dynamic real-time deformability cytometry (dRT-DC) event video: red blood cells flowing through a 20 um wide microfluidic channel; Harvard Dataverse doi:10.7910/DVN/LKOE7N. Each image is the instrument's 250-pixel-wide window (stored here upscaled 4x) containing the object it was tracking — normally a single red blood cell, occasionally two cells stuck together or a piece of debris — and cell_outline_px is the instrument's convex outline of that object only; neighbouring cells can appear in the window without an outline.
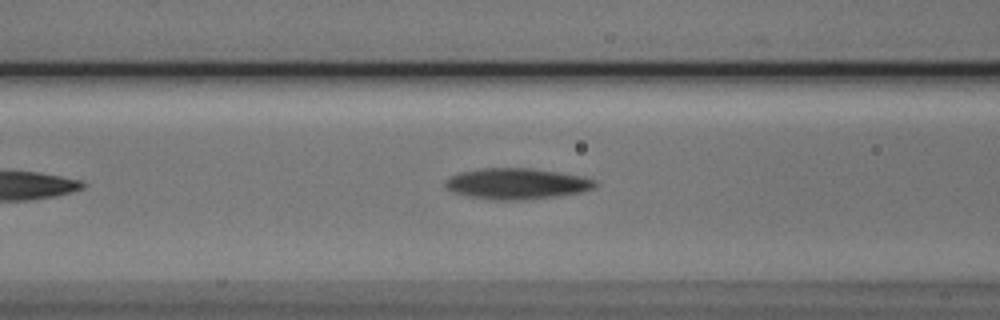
{"species": "Egyptian fruit bat (a non-hibernating species)", "species_latin": "Rousettus aegyptiacus", "temperature_condition": "cold", "stored_images_in_passage": 5, "camera_frame_rate_fps": 3000, "um_per_image_px": 0.085, "animal": {"sex": "male"}, "frame": {"image": 1, "passage_image": 5, "time_ms": 4.667, "image_size_px": [1000, 320], "cell_outline_px": [[596, 184], [592, 188], [580, 192], [556, 196], [524, 200], [492, 200], [468, 196], [452, 192], [444, 188], [444, 180], [448, 176], [460, 172], [480, 168], [532, 168], [580, 176], [592, 180]], "centroid_in_image_um": [43.8, 15.62], "position_along_channel_um": 122.8, "area_um2": 26.99}}